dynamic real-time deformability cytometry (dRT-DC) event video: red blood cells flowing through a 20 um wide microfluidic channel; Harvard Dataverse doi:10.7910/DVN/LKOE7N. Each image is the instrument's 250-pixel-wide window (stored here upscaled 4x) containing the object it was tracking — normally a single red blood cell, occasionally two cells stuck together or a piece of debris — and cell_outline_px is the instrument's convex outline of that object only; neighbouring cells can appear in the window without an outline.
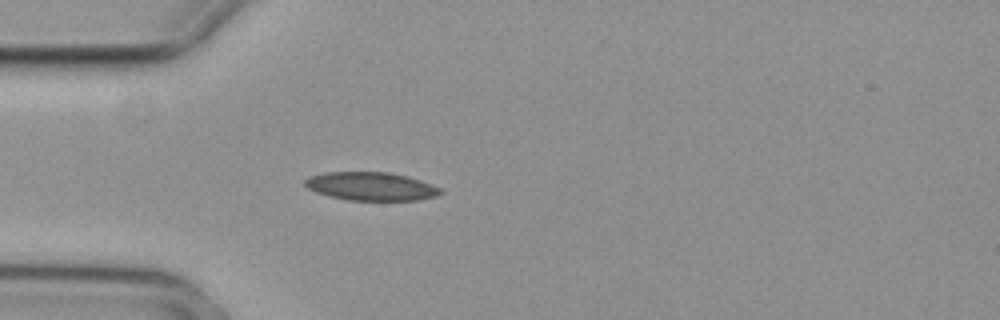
{"species": "common noctule bat (a hibernating species)", "species_latin": "Nyctalus noctula", "temperature_condition": "cold", "stored_images_in_passage": 2, "camera_frame_rate_fps": 3000, "um_per_image_px": 0.085, "animal": {"sex": "female", "body_mass_g": 29.2, "forearm_length_mm": 56.3}, "frame": {"image": 1, "passage_image": 2, "time_ms": 0.333, "image_size_px": [1000, 320], "cell_outline_px": [[444, 192], [436, 196], [416, 200], [348, 200], [328, 196], [316, 192], [308, 188], [304, 184], [304, 180], [308, 176], [324, 172], [388, 172], [420, 180], [432, 184], [440, 188]], "centroid_in_image_um": [31.51, 15.83], "position_along_channel_um": 53.5, "area_um2": 22.37}}